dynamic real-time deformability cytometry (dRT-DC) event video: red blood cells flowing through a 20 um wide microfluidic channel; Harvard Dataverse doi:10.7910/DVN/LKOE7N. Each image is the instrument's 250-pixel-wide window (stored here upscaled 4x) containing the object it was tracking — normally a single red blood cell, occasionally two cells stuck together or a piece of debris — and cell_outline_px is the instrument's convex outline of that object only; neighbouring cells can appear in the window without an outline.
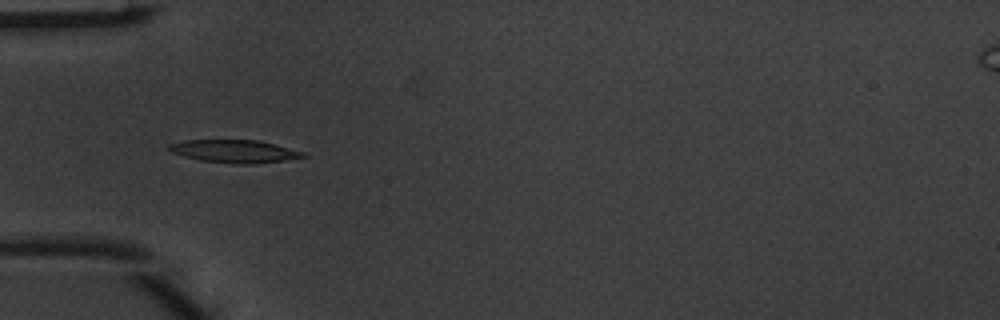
{"species": "common noctule bat (a hibernating species)", "species_latin": "Nyctalus noctula", "temperature_condition": "warm", "stored_images_in_passage": 5, "camera_frame_rate_fps": 3000, "um_per_image_px": 0.085, "animal": {"sex": "male", "body_mass_g": 20.1, "forearm_length_mm": 53.5}, "frame": {"image": 1, "passage_image": 2, "time_ms": 0.333, "image_size_px": [1000, 320], "cell_outline_px": [[308, 156], [284, 160], [252, 164], [232, 164], [200, 160], [172, 152], [168, 148], [168, 144], [184, 140], [260, 140], [304, 152]], "centroid_in_image_um": [19.94, 12.85], "position_along_channel_um": 65.1, "area_um2": 17.74}}
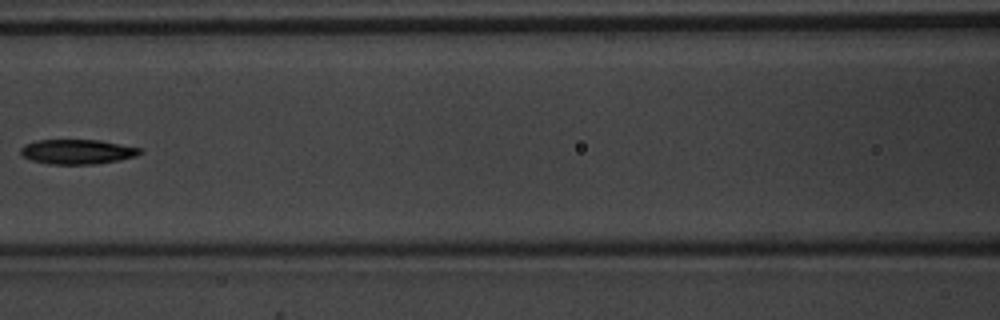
{"frame": {"image": 2, "passage_image": 4, "time_ms": 1.0, "image_size_px": [1000, 320], "cell_outline_px": [[140, 152], [136, 156], [120, 160], [96, 164], [48, 164], [32, 160], [20, 156], [20, 148], [24, 144], [36, 140], [100, 140], [140, 148]], "centroid_in_image_um": [6.51, 12.9], "position_along_channel_um": 160.1, "area_um2": 17.22}}
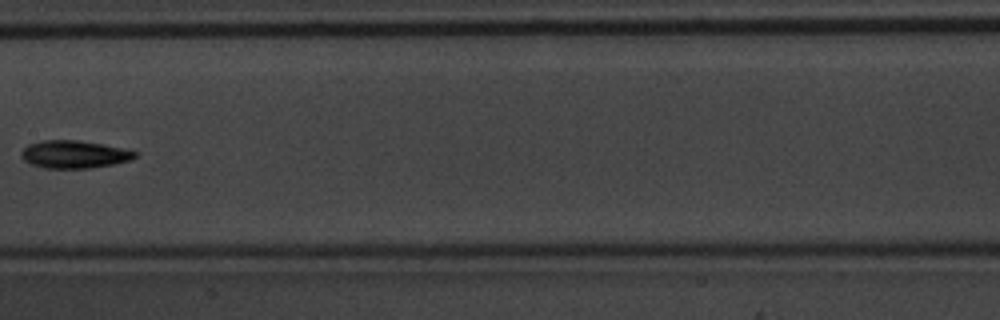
{"frame": {"image": 3, "passage_image": 5, "time_ms": 1.333, "image_size_px": [1000, 320], "cell_outline_px": [[136, 156], [132, 160], [92, 168], [44, 168], [32, 164], [24, 160], [20, 156], [20, 152], [28, 144], [44, 140], [80, 140], [120, 148], [136, 152]], "centroid_in_image_um": [6.26, 13.12], "position_along_channel_um": 201.1, "area_um2": 18.21}}